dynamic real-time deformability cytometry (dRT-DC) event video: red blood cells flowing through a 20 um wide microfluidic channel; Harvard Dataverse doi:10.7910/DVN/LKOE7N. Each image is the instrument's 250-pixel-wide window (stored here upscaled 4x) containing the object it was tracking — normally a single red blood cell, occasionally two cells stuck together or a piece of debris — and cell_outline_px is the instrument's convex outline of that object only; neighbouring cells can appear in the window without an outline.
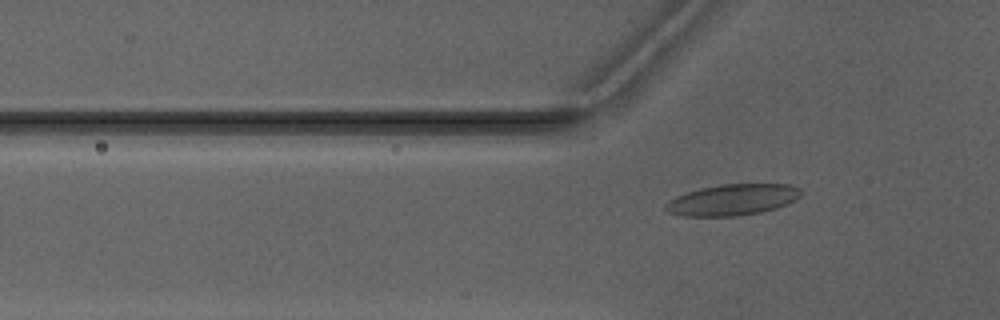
{"species": "Egyptian fruit bat (a non-hibernating species)", "species_latin": "Rousettus aegyptiacus", "temperature_condition": "warm", "stored_images_in_passage": 4, "camera_frame_rate_fps": 3000, "um_per_image_px": 0.085, "animal": {"sex": "male"}, "frame": {"image": 1, "passage_image": 4, "time_ms": 4.667, "image_size_px": [1000, 320], "cell_outline_px": [[800, 196], [796, 200], [788, 204], [776, 208], [760, 212], [736, 216], [684, 216], [668, 212], [664, 208], [664, 204], [668, 200], [676, 196], [700, 188], [720, 184], [792, 184], [800, 188]], "centroid_in_image_um": [62.26, 16.98], "position_along_channel_um": 63.5, "area_um2": 24.68}}